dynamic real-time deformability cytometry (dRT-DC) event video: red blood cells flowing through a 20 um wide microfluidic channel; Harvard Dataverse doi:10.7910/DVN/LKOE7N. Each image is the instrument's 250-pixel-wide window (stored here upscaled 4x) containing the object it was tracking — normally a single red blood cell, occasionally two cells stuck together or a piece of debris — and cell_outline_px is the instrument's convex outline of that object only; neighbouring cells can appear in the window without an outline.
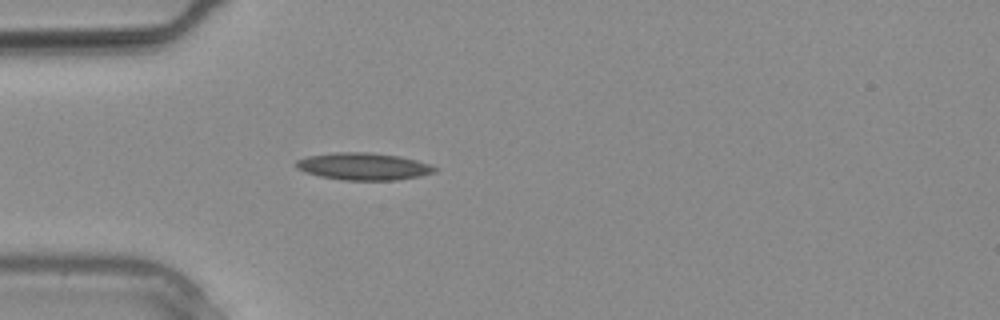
{"species": "common noctule bat (a hibernating species)", "species_latin": "Nyctalus noctula", "temperature_condition": "warm", "stored_images_in_passage": 11, "camera_frame_rate_fps": 3000, "um_per_image_px": 0.085, "animal": {"sex": "male", "body_mass_g": 20.4}, "frame": {"image": 1, "passage_image": 7, "time_ms": 2.0, "image_size_px": [1000, 320], "cell_outline_px": [[436, 172], [420, 176], [396, 180], [344, 180], [320, 176], [304, 172], [296, 168], [296, 160], [308, 156], [336, 152], [368, 152], [400, 156], [432, 164], [436, 168]], "centroid_in_image_um": [30.91, 14.14], "position_along_channel_um": 54.1, "area_um2": 22.02}}
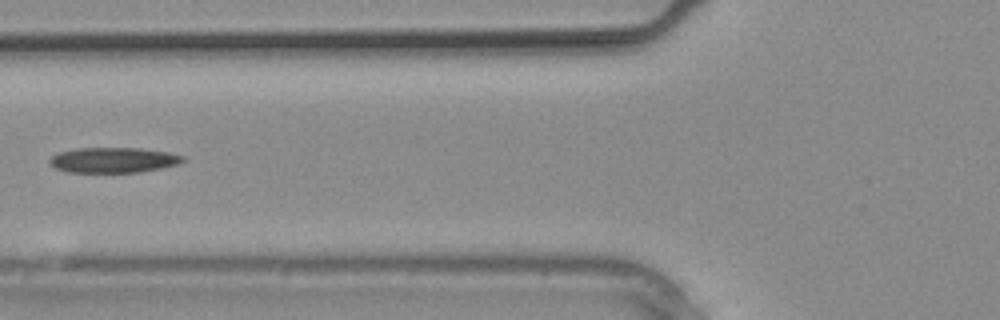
{"frame": {"image": 2, "passage_image": 10, "time_ms": 3.0, "image_size_px": [1000, 320], "cell_outline_px": [[184, 160], [180, 164], [160, 168], [136, 172], [68, 172], [56, 168], [48, 160], [56, 152], [76, 148], [140, 148], [168, 152], [184, 156]], "centroid_in_image_um": [9.63, 13.59], "position_along_channel_um": 116.2, "area_um2": 19.59}}